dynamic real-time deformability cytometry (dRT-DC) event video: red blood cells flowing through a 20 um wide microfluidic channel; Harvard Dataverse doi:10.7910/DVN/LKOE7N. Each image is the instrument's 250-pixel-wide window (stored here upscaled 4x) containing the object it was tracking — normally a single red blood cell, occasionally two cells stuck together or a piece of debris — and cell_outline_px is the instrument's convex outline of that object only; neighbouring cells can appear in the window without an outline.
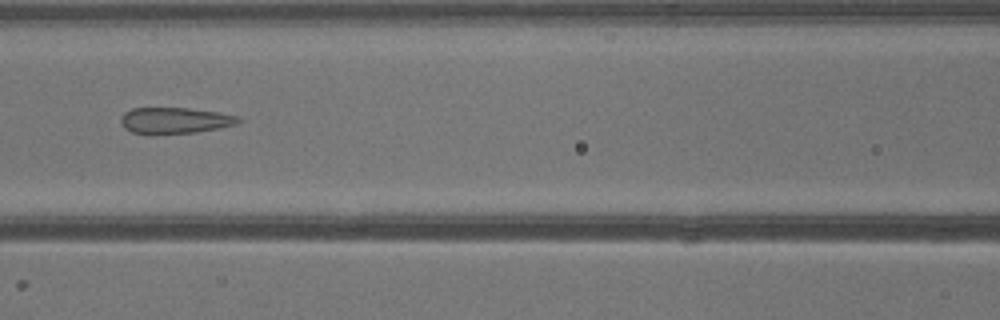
{"species": "common noctule bat (a hibernating species)", "species_latin": "Nyctalus noctula", "temperature_condition": "warm", "stored_images_in_passage": 40, "camera_frame_rate_fps": 3000, "um_per_image_px": 0.085, "animal": {"sex": "male", "body_mass_g": 13.3}, "frame": {"image": 1, "passage_image": 18, "time_ms": 5.667, "image_size_px": [1000, 320], "cell_outline_px": [[244, 120], [236, 124], [220, 128], [196, 132], [132, 132], [124, 128], [120, 124], [120, 116], [124, 112], [132, 108], [188, 108], [220, 112], [240, 116]], "centroid_in_image_um": [14.91, 10.2], "position_along_channel_um": 151.7, "area_um2": 17.69}}
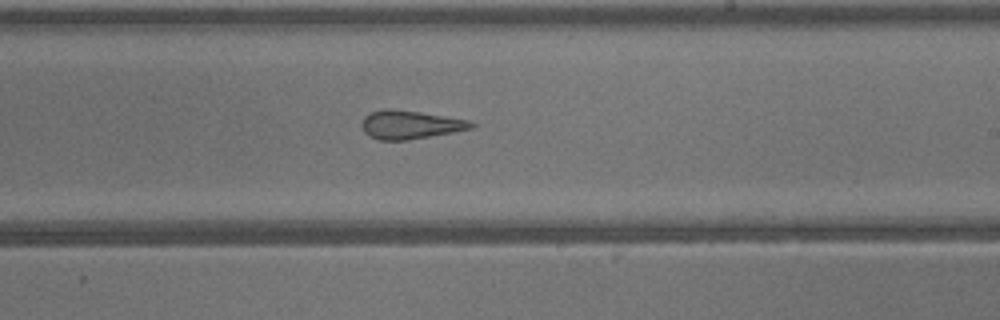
{"frame": {"image": 2, "passage_image": 24, "time_ms": 7.667, "image_size_px": [1000, 320], "cell_outline_px": [[476, 124], [472, 128], [452, 132], [408, 140], [380, 140], [364, 132], [360, 124], [364, 116], [372, 112], [384, 108], [388, 108], [420, 112], [468, 120]], "centroid_in_image_um": [34.83, 10.59], "position_along_channel_um": 254.2, "area_um2": 17.98}}
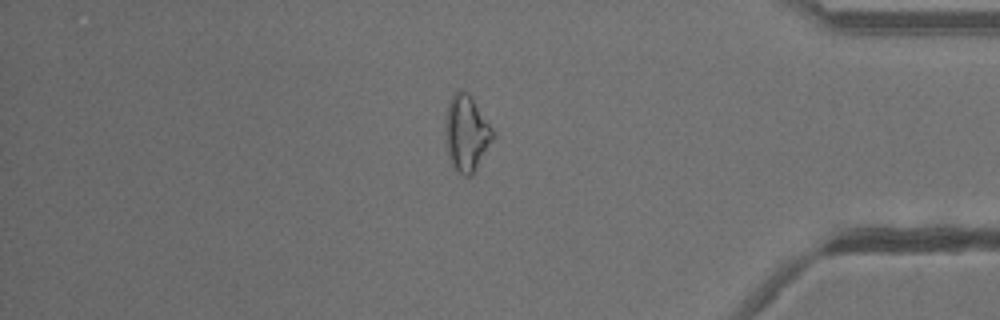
{"frame": {"image": 3, "passage_image": 34, "time_ms": 11.0, "image_size_px": [1000, 320], "cell_outline_px": [[496, 136], [472, 176], [464, 176], [452, 164], [448, 152], [448, 104], [456, 88], [468, 92], [496, 132]], "centroid_in_image_um": [39.74, 11.31], "position_along_channel_um": 395.5, "area_um2": 20.52}}